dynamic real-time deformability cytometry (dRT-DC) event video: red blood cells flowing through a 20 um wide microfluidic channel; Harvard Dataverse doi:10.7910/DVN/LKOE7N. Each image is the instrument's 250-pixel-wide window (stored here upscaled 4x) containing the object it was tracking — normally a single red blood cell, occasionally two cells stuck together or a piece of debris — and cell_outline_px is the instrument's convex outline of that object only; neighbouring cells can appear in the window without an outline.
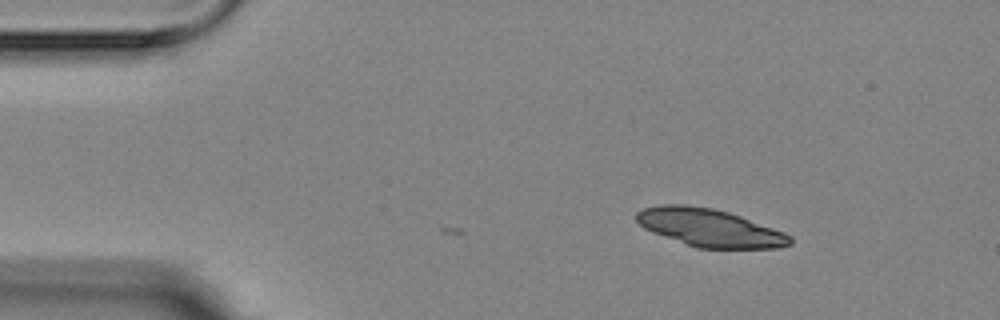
{"species": "Egyptian fruit bat (a non-hibernating species)", "species_latin": "Rousettus aegyptiacus", "temperature_condition": "room temperature", "stored_images_in_passage": 2, "camera_frame_rate_fps": 3000, "um_per_image_px": 0.085, "animal": {"sex": "female"}, "frame": {"image": 1, "passage_image": 2, "time_ms": 1.0, "image_size_px": [1000, 320], "cell_outline_px": [[792, 244], [780, 248], [696, 248], [652, 232], [644, 228], [636, 220], [636, 212], [644, 208], [660, 204], [684, 204], [712, 208], [728, 212], [740, 216], [784, 232], [792, 236]], "centroid_in_image_um": [60.31, 19.36], "position_along_channel_um": 24.7, "area_um2": 33.81}}